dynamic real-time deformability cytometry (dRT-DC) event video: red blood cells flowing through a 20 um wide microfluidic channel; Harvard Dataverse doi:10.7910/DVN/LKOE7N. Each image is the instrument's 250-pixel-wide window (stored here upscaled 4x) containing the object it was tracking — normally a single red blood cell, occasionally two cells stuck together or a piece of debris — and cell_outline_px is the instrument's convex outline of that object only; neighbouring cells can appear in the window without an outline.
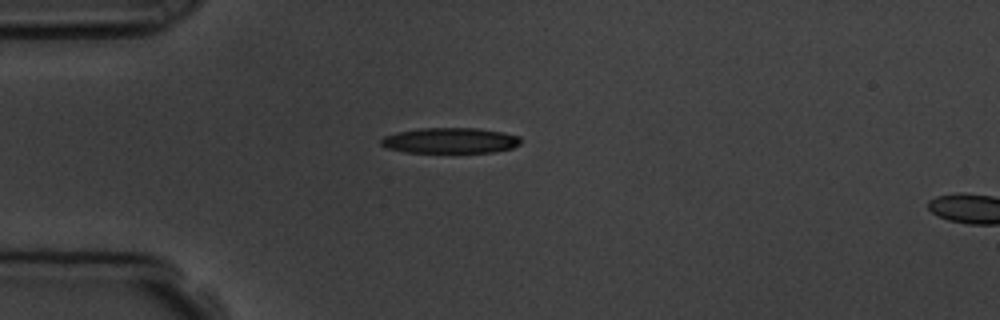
{"species": "common noctule bat (a hibernating species)", "species_latin": "Nyctalus noctula", "temperature_condition": "room temperature", "stored_images_in_passage": 13, "camera_frame_rate_fps": 3000, "um_per_image_px": 0.085, "animal": {"sex": "male", "body_mass_g": 19.5, "forearm_length_mm": 54.6}, "frame": {"image": 1, "passage_image": 10, "time_ms": 3.0, "image_size_px": [1000, 320], "cell_outline_px": [[520, 144], [512, 148], [492, 152], [404, 152], [384, 148], [380, 144], [380, 140], [384, 136], [396, 132], [420, 128], [476, 128], [504, 132], [520, 136]], "centroid_in_image_um": [38.23, 11.94], "position_along_channel_um": 46.8, "area_um2": 20.92}}